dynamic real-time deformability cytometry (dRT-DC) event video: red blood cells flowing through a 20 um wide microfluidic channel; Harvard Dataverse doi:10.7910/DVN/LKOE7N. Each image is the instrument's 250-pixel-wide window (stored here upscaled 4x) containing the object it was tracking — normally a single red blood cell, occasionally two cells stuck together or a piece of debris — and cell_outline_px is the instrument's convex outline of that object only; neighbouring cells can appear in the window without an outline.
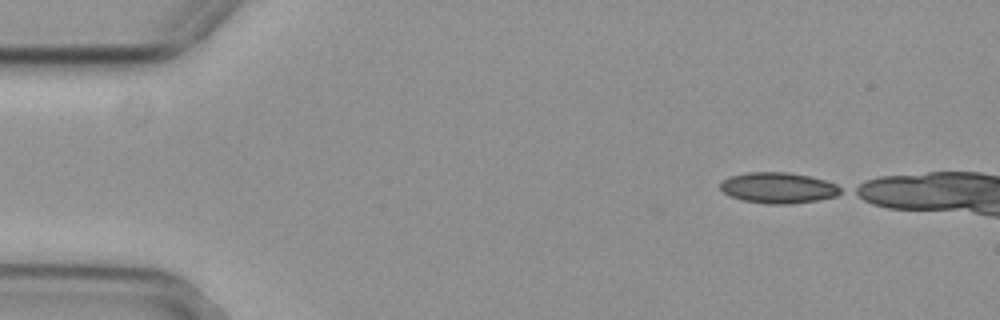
{"species": "common noctule bat (a hibernating species)", "species_latin": "Nyctalus noctula", "temperature_condition": "cold", "stored_images_in_passage": 6, "camera_frame_rate_fps": 3000, "um_per_image_px": 0.085, "animal": {"sex": "female", "body_mass_g": 29.2, "forearm_length_mm": 56.3}, "frame": {"image": 1, "passage_image": 1, "time_ms": 0.0, "image_size_px": [1000, 320], "cell_outline_px": [[844, 192], [836, 196], [816, 200], [784, 204], [768, 204], [744, 200], [732, 196], [724, 192], [720, 188], [720, 184], [728, 176], [748, 172], [788, 172], [808, 176], [824, 180], [836, 184], [844, 188]], "centroid_in_image_um": [66.18, 15.95], "position_along_channel_um": 18.8, "area_um2": 21.5}}